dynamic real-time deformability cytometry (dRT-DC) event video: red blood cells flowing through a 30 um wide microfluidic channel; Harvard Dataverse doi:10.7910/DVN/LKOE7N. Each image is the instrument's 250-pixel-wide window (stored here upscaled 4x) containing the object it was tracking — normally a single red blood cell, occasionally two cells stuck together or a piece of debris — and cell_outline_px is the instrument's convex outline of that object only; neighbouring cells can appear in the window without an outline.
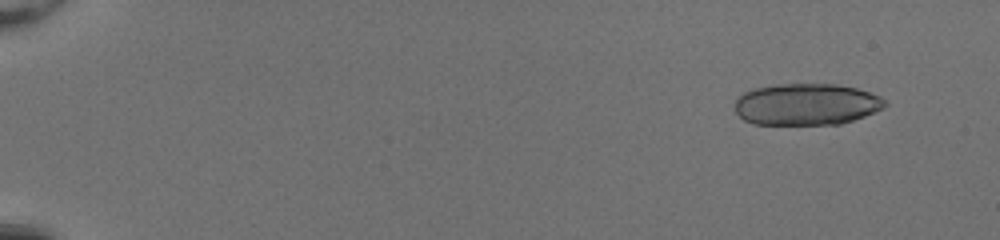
{"species": "common noctule bat (a hibernating species)", "species_latin": "Nyctalus noctula", "temperature_condition": "room temperature", "stored_images_in_passage": 20, "camera_frame_rate_fps": 3000, "um_per_image_px": 0.085, "animal": {"sex": "female", "body_mass_g": 20.0, "forearm_length_mm": 54.0}, "frame": {"image": 1, "passage_image": 5, "time_ms": 1.333, "image_size_px": [1000, 240], "cell_outline_px": [[888, 104], [884, 108], [864, 116], [840, 124], [752, 124], [744, 120], [736, 112], [736, 100], [744, 92], [756, 88], [776, 84], [836, 84], [856, 88], [880, 96]], "centroid_in_image_um": [68.56, 8.87], "position_along_channel_um": 16.4, "area_um2": 36.3}}